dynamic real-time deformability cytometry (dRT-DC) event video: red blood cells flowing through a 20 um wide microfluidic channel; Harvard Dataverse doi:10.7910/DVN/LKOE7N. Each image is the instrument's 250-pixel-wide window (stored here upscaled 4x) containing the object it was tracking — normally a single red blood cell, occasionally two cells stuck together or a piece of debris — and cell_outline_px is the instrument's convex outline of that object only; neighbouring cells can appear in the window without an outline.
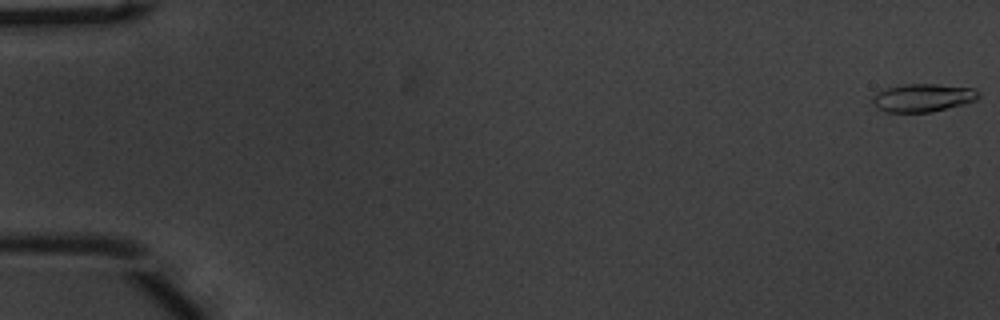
{"species": "common noctule bat (a hibernating species)", "species_latin": "Nyctalus noctula", "temperature_condition": "warm", "stored_images_in_passage": 54, "camera_frame_rate_fps": 3000, "um_per_image_px": 0.085, "animal": {"sex": "male", "body_mass_g": 20.1, "forearm_length_mm": 53.5}, "frame": {"image": 1, "passage_image": 1, "time_ms": 0.0, "image_size_px": [1000, 320], "cell_outline_px": [[980, 96], [976, 100], [964, 104], [932, 112], [884, 112], [876, 108], [872, 104], [872, 96], [876, 92], [888, 88], [904, 84], [936, 84], [972, 88], [980, 92]], "centroid_in_image_um": [78.42, 8.32], "position_along_channel_um": 6.6, "area_um2": 17.46}}
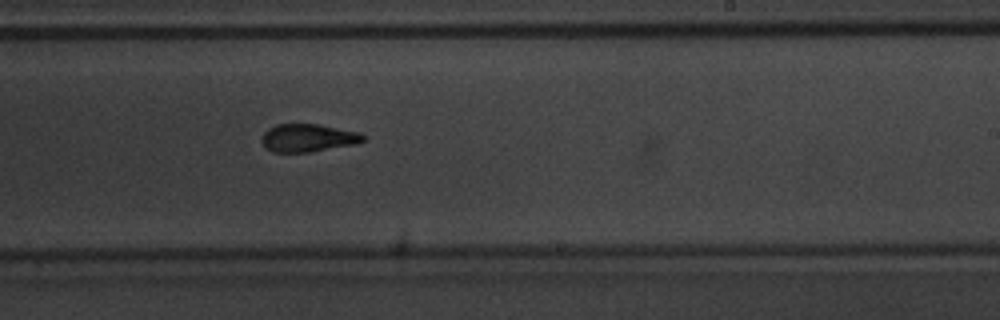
{"frame": {"image": 2, "passage_image": 34, "time_ms": 11.0, "image_size_px": [1000, 320], "cell_outline_px": [[368, 136], [364, 140], [356, 144], [308, 152], [272, 152], [264, 148], [260, 140], [264, 132], [268, 128], [276, 124], [320, 124], [360, 132]], "centroid_in_image_um": [26.17, 11.71], "position_along_channel_um": 262.8, "area_um2": 16.76}}
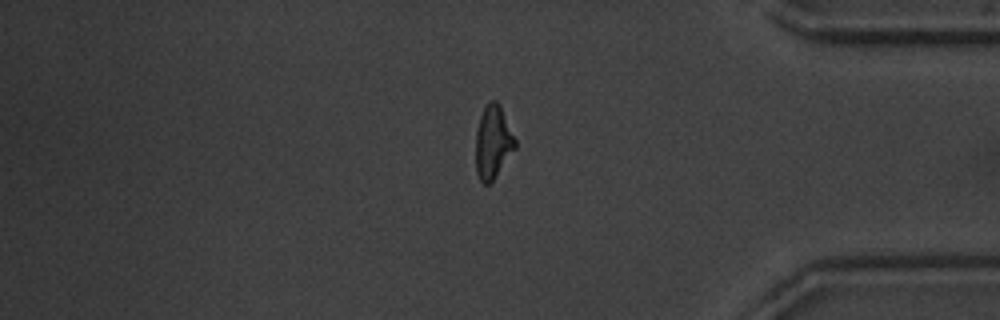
{"frame": {"image": 3, "passage_image": 46, "time_ms": 15.0, "image_size_px": [1000, 320], "cell_outline_px": [[516, 148], [492, 180], [488, 184], [484, 184], [480, 180], [476, 172], [476, 132], [480, 116], [484, 108], [492, 100], [496, 100], [500, 104], [516, 140]], "centroid_in_image_um": [41.9, 12.07], "position_along_channel_um": 393.3, "area_um2": 16.59}, "authors_computed_cell_mechanics": {"area_um2": 16.8198, "velocity_mm_per_s": 3.8037, "shape_relaxation_time_tau1_ms": 4.7792, "shape_relaxation_time_tau2_ms": 2.4605, "deformation_change_tau1": 0.2256, "deformation_change_tau2": 0.1139}}